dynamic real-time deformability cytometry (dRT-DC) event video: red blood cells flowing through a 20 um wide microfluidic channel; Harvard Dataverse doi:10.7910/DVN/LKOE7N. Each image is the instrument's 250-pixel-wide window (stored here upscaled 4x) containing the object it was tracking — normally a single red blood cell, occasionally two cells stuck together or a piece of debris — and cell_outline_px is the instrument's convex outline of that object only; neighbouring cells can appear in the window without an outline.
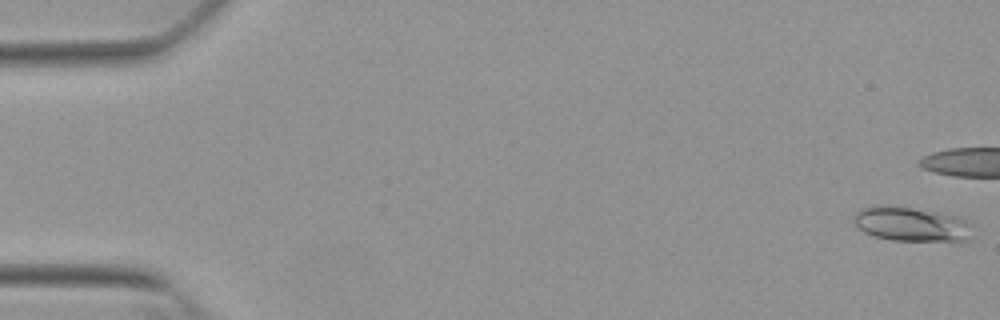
{"species": "Egyptian fruit bat (a non-hibernating species)", "species_latin": "Rousettus aegyptiacus", "temperature_condition": "warm", "stored_images_in_passage": 43, "camera_frame_rate_fps": 3000, "um_per_image_px": 0.085, "animal": {"sex": "female"}, "frame": {"image": 1, "passage_image": 1, "time_ms": 0.0, "image_size_px": [1000, 320], "cell_outline_px": [[976, 236], [960, 244], [892, 240], [876, 236], [864, 232], [852, 220], [856, 212], [860, 208], [872, 204], [880, 204], [912, 208], [960, 216], [972, 224]], "centroid_in_image_um": [77.61, 19.1], "position_along_channel_um": 7.4, "area_um2": 25.2}}
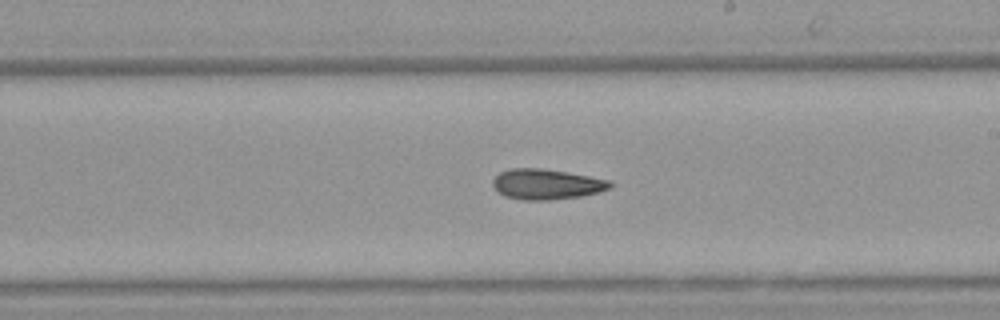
{"frame": {"image": 2, "passage_image": 31, "time_ms": 10.0, "image_size_px": [1000, 320], "cell_outline_px": [[616, 184], [612, 188], [580, 196], [548, 200], [520, 200], [504, 196], [496, 192], [492, 184], [492, 180], [500, 172], [512, 168], [544, 168], [568, 172], [612, 180]], "centroid_in_image_um": [46.46, 15.65], "position_along_channel_um": 242.5, "area_um2": 21.1}}
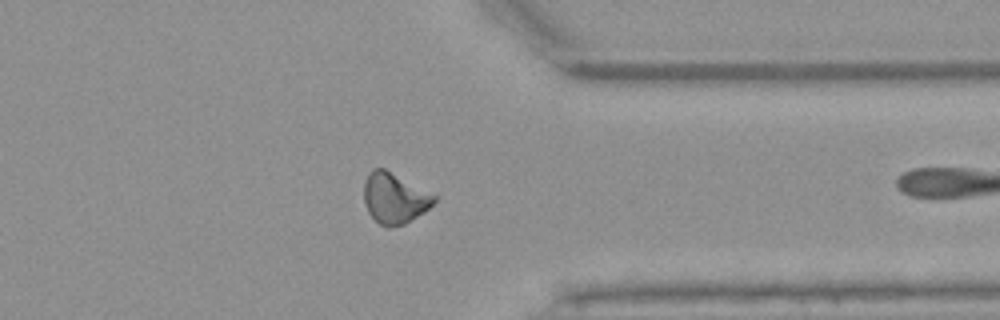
{"frame": {"image": 3, "passage_image": 42, "time_ms": 13.667, "image_size_px": [1000, 320], "cell_outline_px": [[436, 200], [424, 212], [404, 224], [388, 228], [380, 224], [368, 212], [364, 204], [364, 180], [368, 172], [372, 168], [384, 168], [436, 196]], "centroid_in_image_um": [33.49, 16.84], "position_along_channel_um": 377.9, "area_um2": 20.52}}